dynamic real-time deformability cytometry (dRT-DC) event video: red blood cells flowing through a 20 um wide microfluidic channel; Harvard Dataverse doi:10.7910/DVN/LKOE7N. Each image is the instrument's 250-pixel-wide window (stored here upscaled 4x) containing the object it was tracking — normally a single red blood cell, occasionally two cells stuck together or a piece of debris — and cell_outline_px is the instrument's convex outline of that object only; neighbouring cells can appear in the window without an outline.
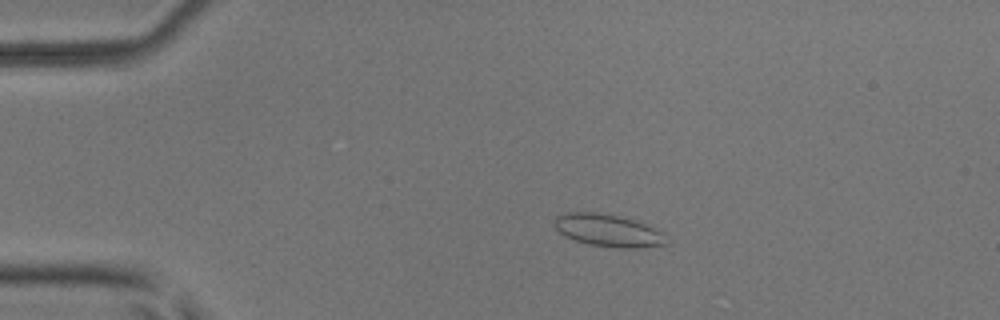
{"species": "common noctule bat (a hibernating species)", "species_latin": "Nyctalus noctula", "temperature_condition": "room temperature", "stored_images_in_passage": 40, "camera_frame_rate_fps": 3000, "um_per_image_px": 0.085, "animal": {"sex": "male", "body_mass_g": 17.9, "forearm_length_mm": 54.2}, "frame": {"image": 1, "passage_image": 12, "time_ms": 3.667, "image_size_px": [1000, 320], "cell_outline_px": [[668, 244], [644, 248], [616, 248], [588, 244], [564, 236], [552, 224], [556, 216], [564, 212], [596, 212], [616, 216], [632, 220], [644, 224], [660, 232]], "centroid_in_image_um": [51.62, 19.6], "position_along_channel_um": 33.4, "area_um2": 20.92}}
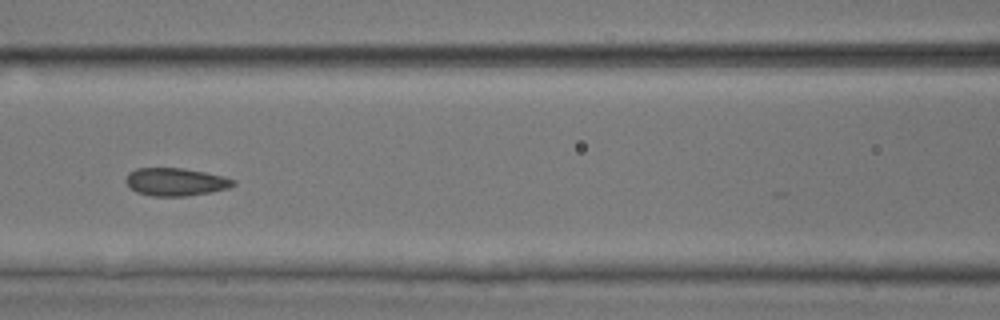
{"frame": {"image": 2, "passage_image": 25, "time_ms": 8.0, "image_size_px": [1000, 320], "cell_outline_px": [[236, 184], [228, 188], [212, 192], [184, 196], [152, 196], [136, 192], [124, 180], [128, 172], [136, 168], [184, 168], [224, 176], [236, 180]], "centroid_in_image_um": [14.93, 15.45], "position_along_channel_um": 151.7, "area_um2": 17.51}}
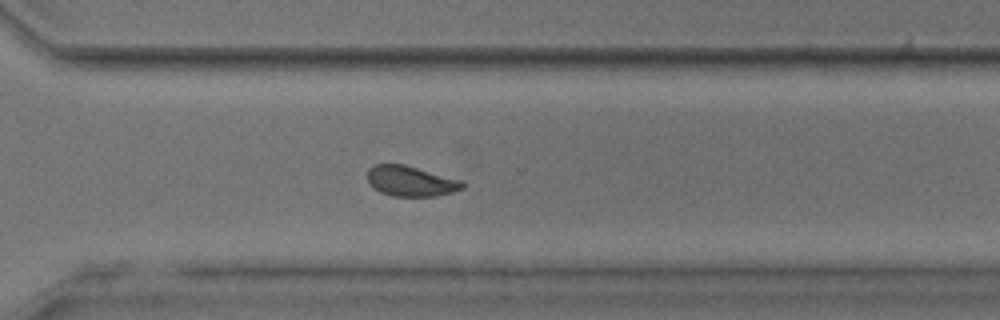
{"frame": {"image": 3, "passage_image": 39, "time_ms": 12.667, "image_size_px": [1000, 320], "cell_outline_px": [[468, 184], [464, 188], [452, 192], [436, 196], [392, 196], [380, 192], [372, 188], [368, 184], [368, 168], [376, 164], [404, 164], [464, 180]], "centroid_in_image_um": [34.95, 15.39], "position_along_channel_um": 335.6, "area_um2": 17.17}}